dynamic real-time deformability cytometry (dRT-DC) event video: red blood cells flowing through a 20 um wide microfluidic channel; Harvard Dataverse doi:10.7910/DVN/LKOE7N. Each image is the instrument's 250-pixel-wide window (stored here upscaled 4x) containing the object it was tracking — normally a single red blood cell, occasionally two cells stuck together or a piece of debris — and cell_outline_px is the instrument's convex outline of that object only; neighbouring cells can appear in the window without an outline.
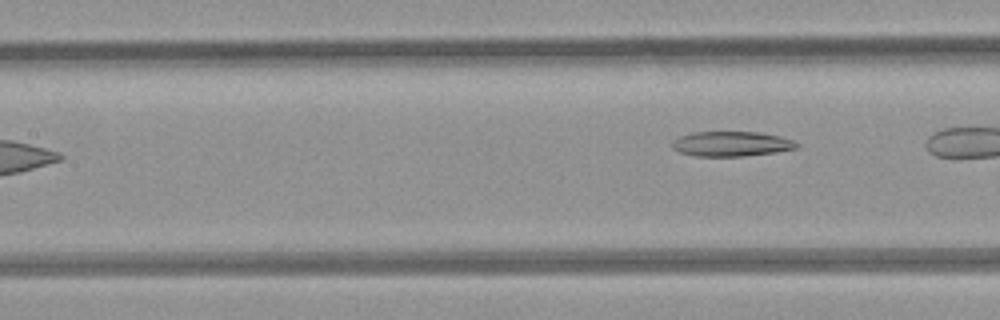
{"species": "common noctule bat (a hibernating species)", "species_latin": "Nyctalus noctula", "temperature_condition": "room temperature", "stored_images_in_passage": 7, "camera_frame_rate_fps": 3000, "um_per_image_px": 0.085, "animal": {"sex": "female", "body_mass_g": 21.9}, "frame": {"image": 1, "passage_image": 7, "time_ms": 8.0, "image_size_px": [1000, 320], "cell_outline_px": [[800, 144], [796, 148], [776, 152], [744, 156], [696, 156], [680, 152], [672, 148], [672, 140], [680, 136], [692, 132], [760, 132], [780, 136], [792, 140]], "centroid_in_image_um": [62.16, 12.22], "position_along_channel_um": 145.2, "area_um2": 18.09}}